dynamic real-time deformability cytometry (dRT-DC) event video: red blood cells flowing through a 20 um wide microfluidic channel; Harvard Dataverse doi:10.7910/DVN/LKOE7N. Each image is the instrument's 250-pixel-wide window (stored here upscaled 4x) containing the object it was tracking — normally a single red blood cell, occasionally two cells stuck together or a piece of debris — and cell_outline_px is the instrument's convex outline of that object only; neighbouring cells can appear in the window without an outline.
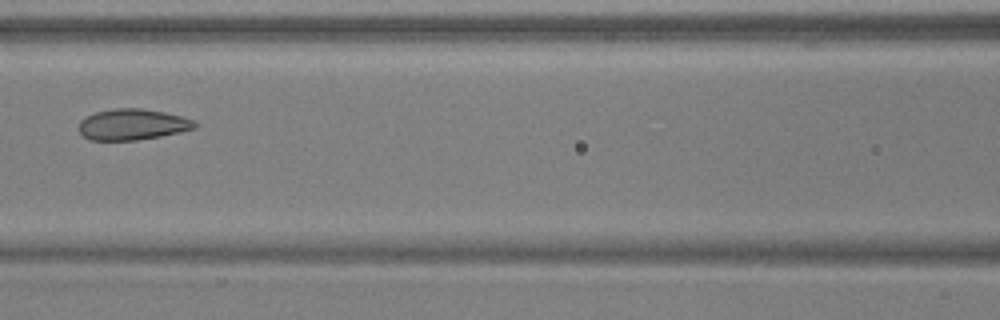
{"species": "common noctule bat (a hibernating species)", "species_latin": "Nyctalus noctula", "temperature_condition": "warm", "stored_images_in_passage": 7, "camera_frame_rate_fps": 3000, "um_per_image_px": 0.085, "animal": {"sex": "male", "body_mass_g": 17.9, "forearm_length_mm": 54.2}, "frame": {"image": 1, "passage_image": 6, "time_ms": 1.667, "image_size_px": [1000, 320], "cell_outline_px": [[200, 124], [196, 128], [180, 132], [160, 136], [136, 140], [88, 140], [80, 132], [80, 120], [84, 116], [96, 112], [116, 108], [140, 108], [164, 112], [180, 116], [192, 120]], "centroid_in_image_um": [11.26, 10.58], "position_along_channel_um": 155.3, "area_um2": 20.92}}
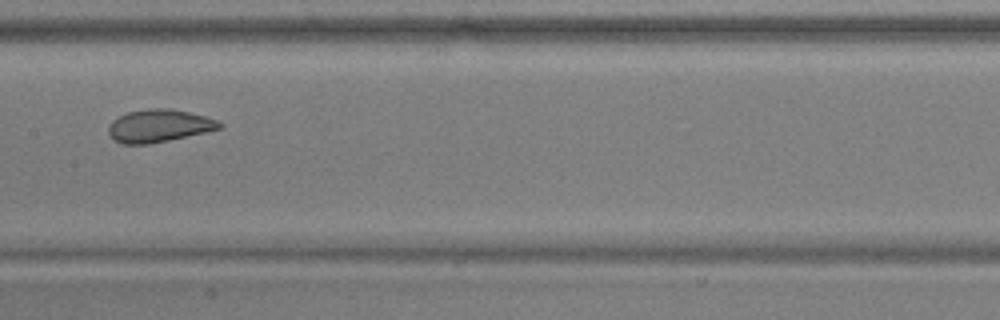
{"frame": {"image": 2, "passage_image": 7, "time_ms": 2.0, "image_size_px": [1000, 320], "cell_outline_px": [[224, 124], [220, 128], [204, 132], [168, 140], [148, 144], [124, 144], [116, 140], [108, 132], [108, 128], [112, 120], [128, 112], [148, 108], [168, 108], [188, 112], [204, 116], [216, 120]], "centroid_in_image_um": [13.5, 10.68], "position_along_channel_um": 193.9, "area_um2": 20.75}}